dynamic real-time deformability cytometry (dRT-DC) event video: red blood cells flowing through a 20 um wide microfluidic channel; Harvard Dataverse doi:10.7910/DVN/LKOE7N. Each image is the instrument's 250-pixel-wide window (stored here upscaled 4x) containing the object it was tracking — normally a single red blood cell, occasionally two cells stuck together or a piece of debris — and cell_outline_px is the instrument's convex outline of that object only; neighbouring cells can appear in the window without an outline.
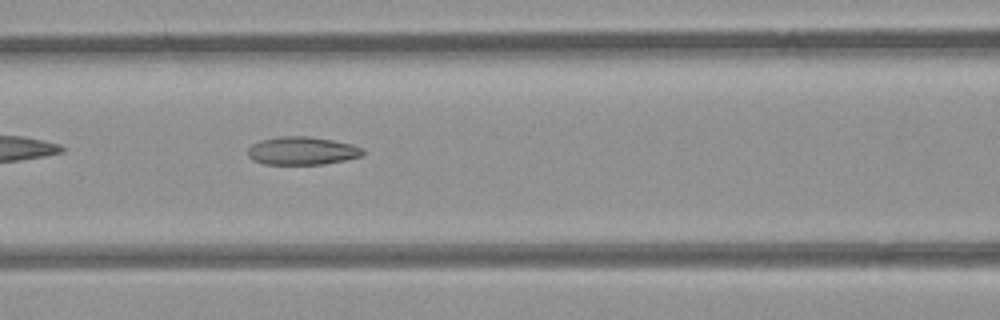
{"species": "common noctule bat (a hibernating species)", "species_latin": "Nyctalus noctula", "temperature_condition": "room temperature", "stored_images_in_passage": 31, "camera_frame_rate_fps": 3000, "um_per_image_px": 0.085, "animal": {"sex": "female", "body_mass_g": 21.9}, "frame": {"image": 1, "passage_image": 8, "time_ms": 2.333, "image_size_px": [1000, 320], "cell_outline_px": [[364, 156], [324, 164], [264, 164], [252, 160], [248, 156], [248, 148], [252, 144], [260, 140], [276, 136], [308, 136], [332, 140], [352, 144], [364, 148]], "centroid_in_image_um": [25.68, 12.81], "position_along_channel_um": 140.9, "area_um2": 19.02}}
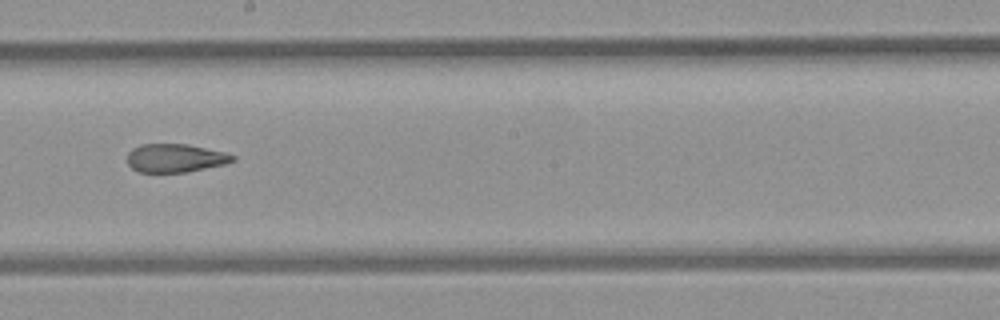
{"frame": {"image": 2, "passage_image": 15, "time_ms": 4.667, "image_size_px": [1000, 320], "cell_outline_px": [[236, 160], [224, 164], [188, 172], [140, 172], [132, 168], [128, 164], [128, 152], [132, 148], [140, 144], [188, 144], [224, 152], [236, 156]], "centroid_in_image_um": [14.9, 13.43], "position_along_channel_um": 233.3, "area_um2": 17.46}}
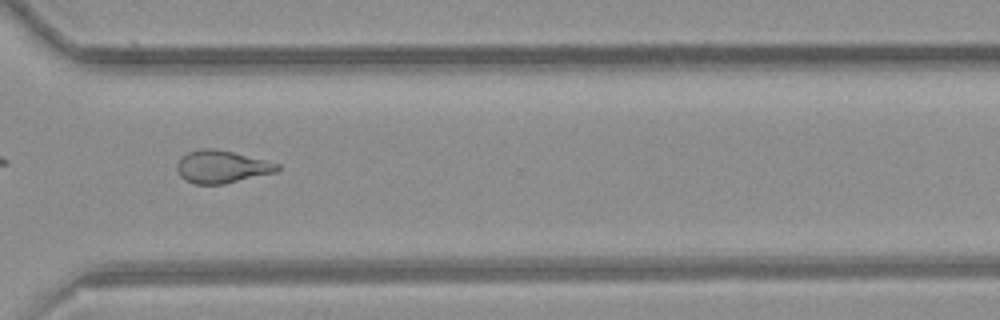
{"frame": {"image": 3, "passage_image": 24, "time_ms": 7.667, "image_size_px": [1000, 320], "cell_outline_px": [[280, 168], [276, 172], [224, 184], [196, 184], [180, 176], [176, 168], [176, 164], [180, 156], [188, 152], [200, 148], [216, 148], [280, 164]], "centroid_in_image_um": [18.81, 14.16], "position_along_channel_um": 351.8, "area_um2": 19.02}, "authors_computed_cell_mechanics": {"area_um2": 18.6116, "velocity_mm_per_s": 3.9657, "shape_relaxation_time_tau1_ms": null, "shape_relaxation_time_tau2_ms": 2.4741, "deformation_change_tau1": null, "deformation_change_tau2": 0.0992}}